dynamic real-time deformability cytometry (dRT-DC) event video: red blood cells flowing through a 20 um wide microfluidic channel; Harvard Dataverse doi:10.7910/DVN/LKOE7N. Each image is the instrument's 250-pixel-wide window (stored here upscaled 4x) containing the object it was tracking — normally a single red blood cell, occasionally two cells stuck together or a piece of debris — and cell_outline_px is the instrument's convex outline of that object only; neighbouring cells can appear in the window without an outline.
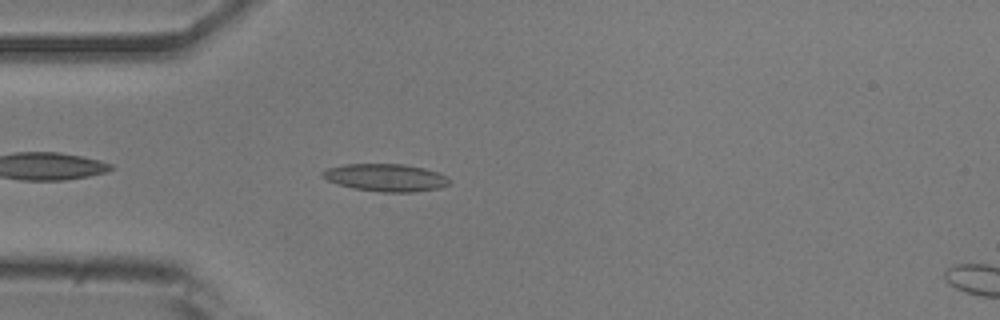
{"species": "common noctule bat (a hibernating species)", "species_latin": "Nyctalus noctula", "temperature_condition": "room temperature", "stored_images_in_passage": 41, "camera_frame_rate_fps": 3000, "um_per_image_px": 0.085, "animal": {"sex": "male", "body_mass_g": 20.5, "forearm_length_mm": 52.5}, "frame": {"image": 1, "passage_image": 4, "time_ms": 1.0, "image_size_px": [1000, 320], "cell_outline_px": [[452, 180], [448, 184], [440, 188], [412, 192], [380, 192], [352, 188], [328, 180], [320, 176], [320, 172], [328, 168], [344, 164], [404, 164], [424, 168], [448, 176]], "centroid_in_image_um": [32.8, 15.09], "position_along_channel_um": 52.2, "area_um2": 20.4}}
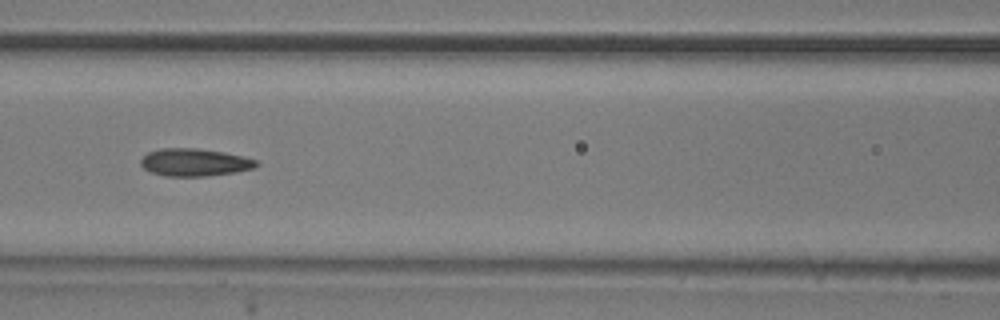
{"frame": {"image": 2, "passage_image": 12, "time_ms": 3.667, "image_size_px": [1000, 320], "cell_outline_px": [[260, 164], [256, 168], [236, 172], [208, 176], [164, 176], [152, 172], [144, 168], [140, 164], [140, 160], [148, 152], [160, 148], [196, 148], [224, 152], [244, 156], [256, 160]], "centroid_in_image_um": [16.57, 13.8], "position_along_channel_um": 150.0, "area_um2": 18.73}}
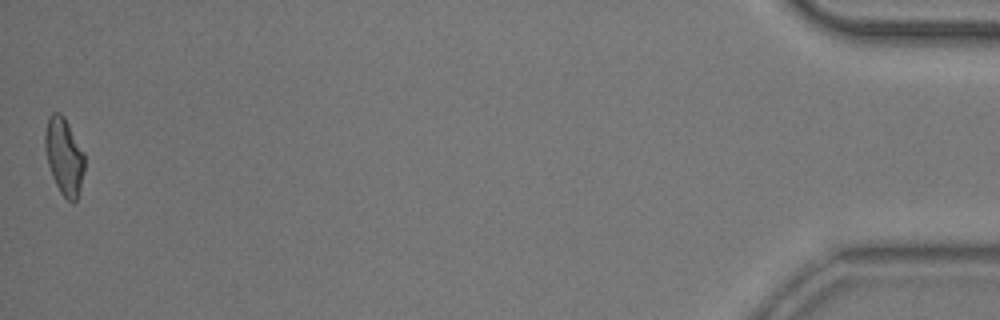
{"frame": {"image": 3, "passage_image": 41, "time_ms": 13.333, "image_size_px": [1000, 320], "cell_outline_px": [[84, 172], [80, 188], [76, 200], [72, 204], [60, 192], [52, 176], [48, 164], [44, 144], [44, 132], [48, 116], [52, 112], [60, 112], [64, 116], [84, 152]], "centroid_in_image_um": [5.44, 13.26], "position_along_channel_um": 429.8, "area_um2": 17.8}, "authors_computed_cell_mechanics": {"area_um2": 17.9758, "velocity_mm_per_s": 3.9054, "shape_relaxation_time_tau1_ms": 6.7905, "shape_relaxation_time_tau2_ms": 2.6648, "deformation_change_tau1": 0.1835, "deformation_change_tau2": 0.1162}}